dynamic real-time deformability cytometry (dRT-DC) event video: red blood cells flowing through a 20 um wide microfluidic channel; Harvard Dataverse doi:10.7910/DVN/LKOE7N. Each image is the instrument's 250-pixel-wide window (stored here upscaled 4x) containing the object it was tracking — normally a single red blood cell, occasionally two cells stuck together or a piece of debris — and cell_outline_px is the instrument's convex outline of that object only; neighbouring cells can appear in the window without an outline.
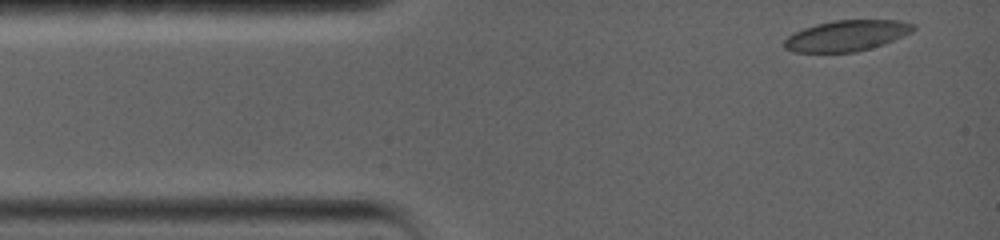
{"species": "common noctule bat (a hibernating species)", "species_latin": "Nyctalus noctula", "temperature_condition": "warm", "stored_images_in_passage": 3, "camera_frame_rate_fps": 5000, "um_per_image_px": 0.085, "animal": {"sex": "female", "body_mass_g": 19.0, "forearm_length_mm": 56.7}, "frame": {"image": 1, "passage_image": 1, "time_ms": 0.0, "image_size_px": [1000, 240], "cell_outline_px": [[916, 28], [912, 32], [884, 44], [856, 52], [792, 52], [784, 48], [784, 40], [788, 36], [804, 28], [816, 24], [836, 20], [900, 20], [916, 24]], "centroid_in_image_um": [71.99, 3.03], "position_along_channel_um": 13.0, "area_um2": 23.18}}
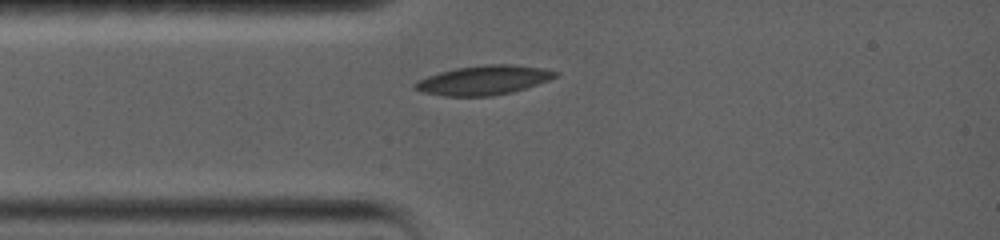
{"frame": {"image": 2, "passage_image": 3, "time_ms": 2.4, "image_size_px": [1000, 240], "cell_outline_px": [[560, 72], [556, 76], [548, 80], [512, 92], [492, 96], [444, 96], [424, 92], [412, 88], [412, 84], [416, 80], [440, 72], [456, 68], [488, 64], [512, 64], [544, 68]], "centroid_in_image_um": [41.08, 6.81], "position_along_channel_um": 43.9, "area_um2": 23.93}}